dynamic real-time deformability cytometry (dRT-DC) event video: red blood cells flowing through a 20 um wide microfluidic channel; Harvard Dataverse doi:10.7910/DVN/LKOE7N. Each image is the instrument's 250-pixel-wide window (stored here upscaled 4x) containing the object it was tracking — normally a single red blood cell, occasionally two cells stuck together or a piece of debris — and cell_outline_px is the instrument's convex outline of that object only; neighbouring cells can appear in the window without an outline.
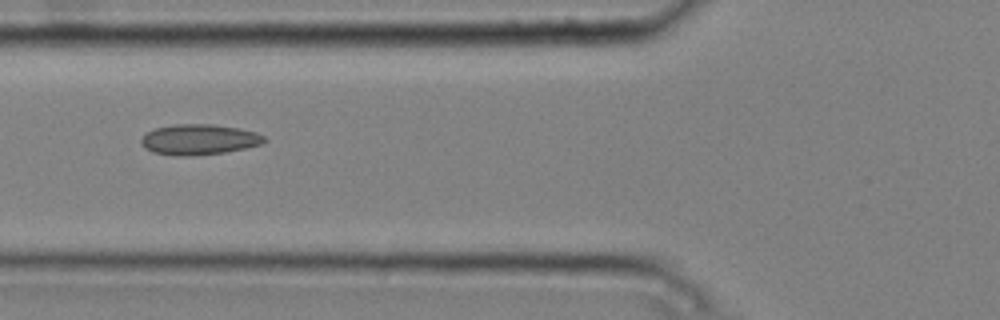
{"species": "common noctule bat (a hibernating species)", "species_latin": "Nyctalus noctula", "temperature_condition": "cold", "stored_images_in_passage": 7, "camera_frame_rate_fps": 3000, "um_per_image_px": 0.085, "animal": {"sex": "male", "body_mass_g": 20.4}, "frame": {"image": 1, "passage_image": 6, "time_ms": 1.667, "image_size_px": [1000, 320], "cell_outline_px": [[268, 140], [264, 144], [224, 152], [188, 156], [172, 156], [152, 152], [144, 148], [140, 140], [148, 132], [156, 128], [176, 124], [212, 124], [240, 128], [256, 132], [264, 136]], "centroid_in_image_um": [16.94, 11.86], "position_along_channel_um": 108.9, "area_um2": 21.96}}
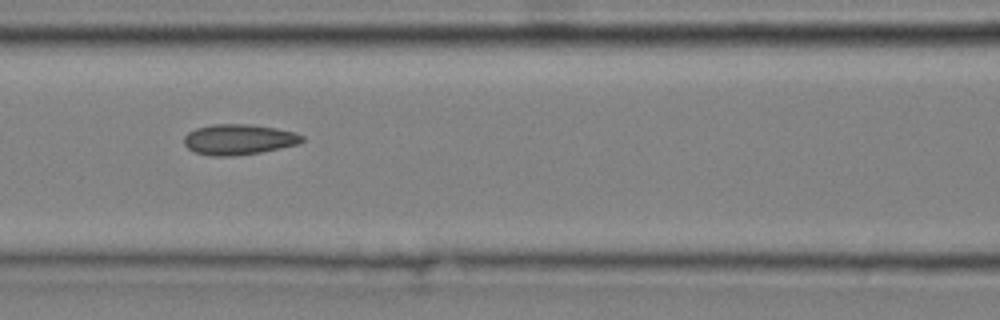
{"frame": {"image": 2, "passage_image": 7, "time_ms": 2.0, "image_size_px": [1000, 320], "cell_outline_px": [[304, 140], [296, 144], [280, 148], [260, 152], [236, 156], [212, 156], [192, 152], [184, 144], [184, 136], [188, 132], [196, 128], [212, 124], [252, 124], [276, 128], [296, 132], [304, 136]], "centroid_in_image_um": [20.27, 11.85], "position_along_channel_um": 146.3, "area_um2": 21.15}}